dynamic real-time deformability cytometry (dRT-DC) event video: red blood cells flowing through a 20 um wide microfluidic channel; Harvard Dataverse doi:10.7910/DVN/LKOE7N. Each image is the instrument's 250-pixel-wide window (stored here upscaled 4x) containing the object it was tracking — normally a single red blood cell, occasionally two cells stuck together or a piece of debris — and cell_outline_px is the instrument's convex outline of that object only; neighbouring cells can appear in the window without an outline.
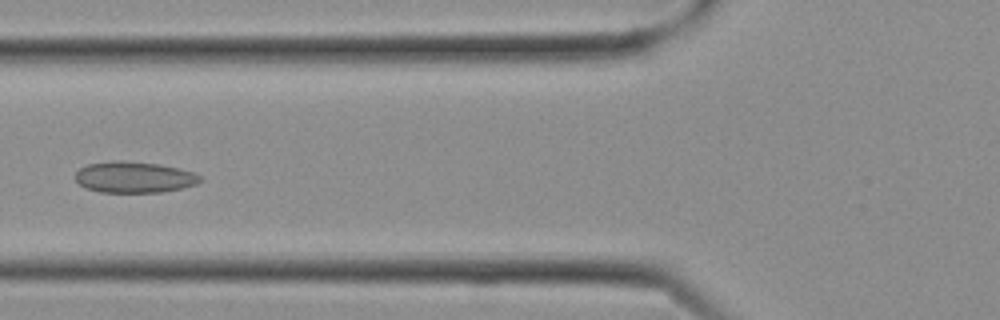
{"species": "Egyptian fruit bat (a non-hibernating species)", "species_latin": "Rousettus aegyptiacus", "temperature_condition": "cold", "stored_images_in_passage": 11, "camera_frame_rate_fps": 3000, "um_per_image_px": 0.085, "frame": {"image": 1, "passage_image": 10, "time_ms": 3.0, "image_size_px": [1000, 320], "cell_outline_px": [[204, 180], [196, 184], [180, 188], [160, 192], [100, 192], [88, 188], [80, 184], [76, 180], [76, 172], [80, 168], [88, 164], [112, 160], [120, 160], [160, 164], [192, 172], [200, 176]], "centroid_in_image_um": [11.4, 15.05], "position_along_channel_um": 114.4, "area_um2": 22.48}}